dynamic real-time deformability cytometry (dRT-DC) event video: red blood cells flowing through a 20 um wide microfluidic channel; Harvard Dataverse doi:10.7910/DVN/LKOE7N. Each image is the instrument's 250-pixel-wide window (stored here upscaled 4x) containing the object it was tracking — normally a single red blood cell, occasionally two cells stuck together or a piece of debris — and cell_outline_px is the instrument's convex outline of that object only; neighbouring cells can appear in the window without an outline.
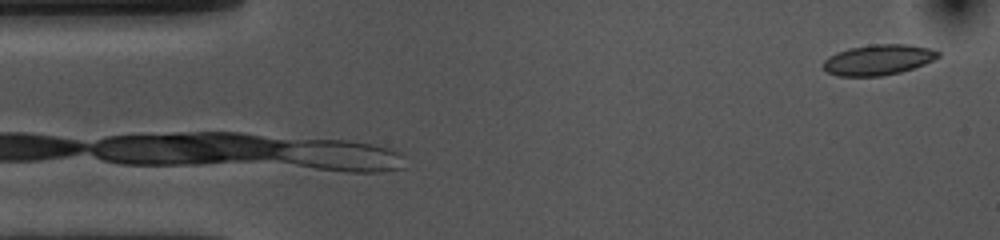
{"species": "common noctule bat (a hibernating species)", "species_latin": "Nyctalus noctula", "temperature_condition": "cold", "stored_images_in_passage": 33, "camera_frame_rate_fps": 3000, "um_per_image_px": 0.085, "animal": {"sex": "female", "body_mass_g": 10.0, "forearm_length_mm": 53.1}, "frame": {"image": 1, "passage_image": 1, "time_ms": 0.0, "image_size_px": [1000, 240], "cell_outline_px": [[940, 56], [924, 64], [900, 72], [880, 76], [836, 76], [828, 72], [820, 64], [828, 56], [836, 52], [848, 48], [872, 44], [908, 44], [928, 48], [940, 52]], "centroid_in_image_um": [74.6, 5.08], "position_along_channel_um": 10.4, "area_um2": 20.46}}
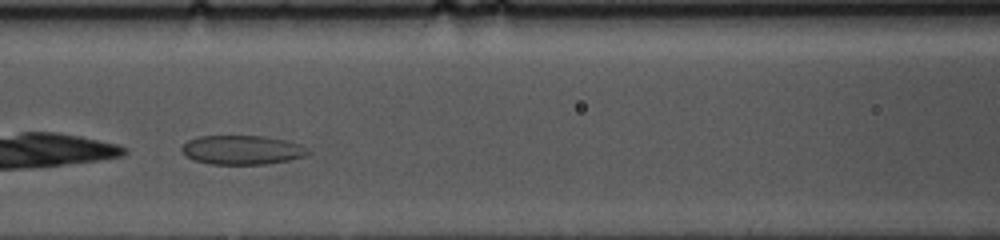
{"frame": {"image": 2, "passage_image": 9, "time_ms": 2.667, "image_size_px": [1000, 240], "cell_outline_px": [[312, 152], [304, 156], [288, 160], [264, 164], [212, 164], [196, 160], [188, 156], [184, 152], [184, 144], [188, 140], [200, 136], [264, 136], [284, 140], [300, 144], [308, 148]], "centroid_in_image_um": [20.64, 12.74], "position_along_channel_um": 146.0, "area_um2": 21.1}}
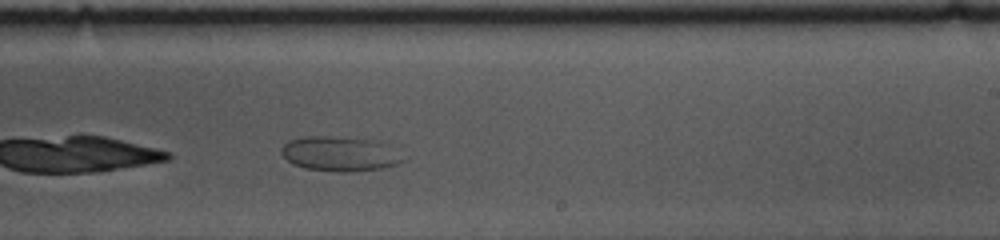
{"frame": {"image": 3, "passage_image": 19, "time_ms": 6.0, "image_size_px": [1000, 240], "cell_outline_px": [[404, 160], [396, 164], [384, 168], [352, 172], [336, 172], [304, 168], [292, 164], [280, 152], [280, 148], [288, 140], [304, 136], [328, 136], [372, 140]], "centroid_in_image_um": [28.71, 13.09], "position_along_channel_um": 260.3, "area_um2": 23.93}}